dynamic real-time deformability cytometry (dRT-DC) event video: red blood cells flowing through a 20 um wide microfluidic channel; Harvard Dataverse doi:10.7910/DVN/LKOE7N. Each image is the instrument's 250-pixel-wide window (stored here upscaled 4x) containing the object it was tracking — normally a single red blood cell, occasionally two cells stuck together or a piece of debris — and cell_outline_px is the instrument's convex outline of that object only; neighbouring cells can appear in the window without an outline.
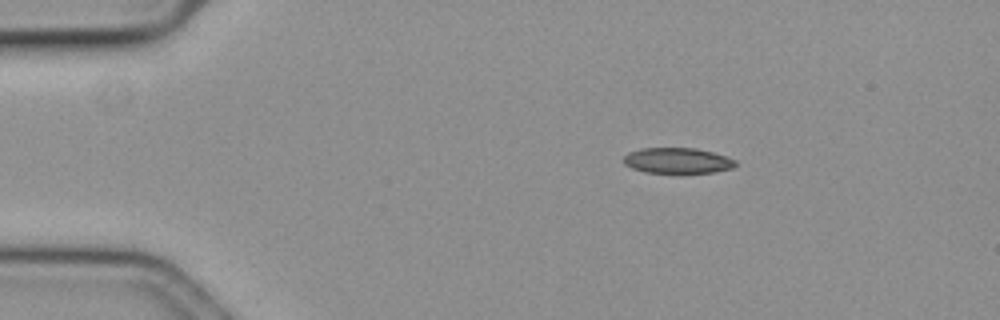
{"species": "common noctule bat (a hibernating species)", "species_latin": "Nyctalus noctula", "temperature_condition": "cold", "stored_images_in_passage": 48, "camera_frame_rate_fps": 3000, "um_per_image_px": 0.085, "animal": {"sex": "female", "body_mass_g": 19.3, "forearm_length_mm": 54.1}, "frame": {"image": 1, "passage_image": 1, "time_ms": 0.0, "image_size_px": [1000, 320], "cell_outline_px": [[736, 164], [732, 168], [712, 172], [644, 172], [632, 168], [624, 164], [624, 156], [628, 152], [640, 148], [696, 148], [712, 152], [736, 160]], "centroid_in_image_um": [57.55, 13.64], "position_along_channel_um": 27.5, "area_um2": 16.47}}
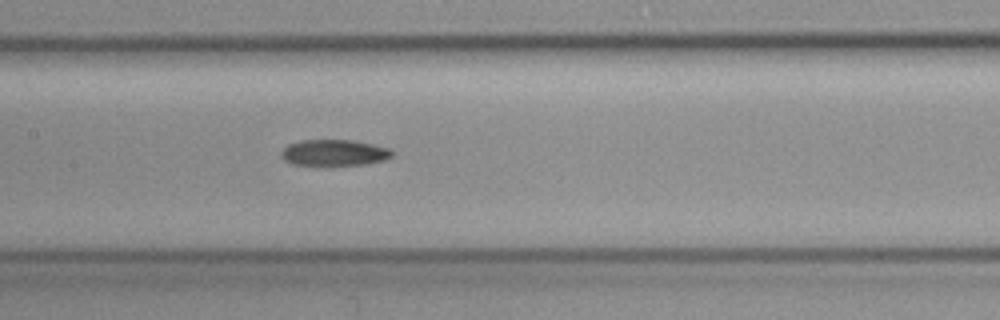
{"frame": {"image": 2, "passage_image": 19, "time_ms": 6.0, "image_size_px": [1000, 320], "cell_outline_px": [[392, 156], [384, 160], [364, 164], [328, 168], [292, 164], [284, 160], [280, 156], [280, 152], [288, 144], [300, 140], [352, 140], [372, 144], [388, 148], [392, 152]], "centroid_in_image_um": [28.34, 13.02], "position_along_channel_um": 179.1, "area_um2": 17.63}}
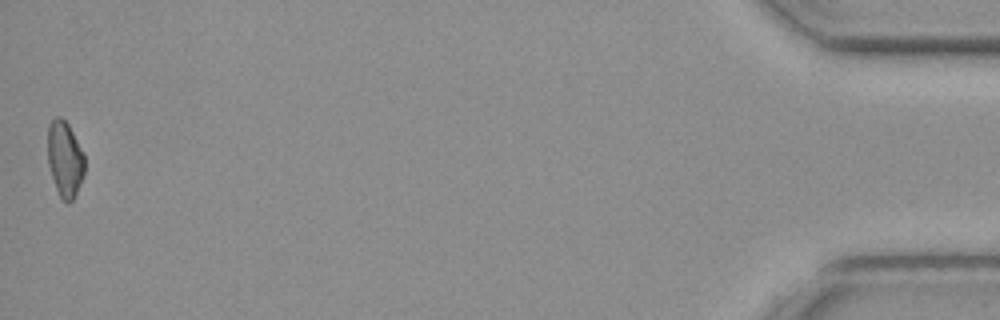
{"frame": {"image": 3, "passage_image": 48, "time_ms": 15.667, "image_size_px": [1000, 320], "cell_outline_px": [[84, 176], [72, 200], [68, 204], [60, 196], [56, 188], [48, 164], [48, 124], [56, 116], [60, 116], [68, 124], [84, 156]], "centroid_in_image_um": [5.5, 13.51], "position_along_channel_um": 429.7, "area_um2": 16.01}}